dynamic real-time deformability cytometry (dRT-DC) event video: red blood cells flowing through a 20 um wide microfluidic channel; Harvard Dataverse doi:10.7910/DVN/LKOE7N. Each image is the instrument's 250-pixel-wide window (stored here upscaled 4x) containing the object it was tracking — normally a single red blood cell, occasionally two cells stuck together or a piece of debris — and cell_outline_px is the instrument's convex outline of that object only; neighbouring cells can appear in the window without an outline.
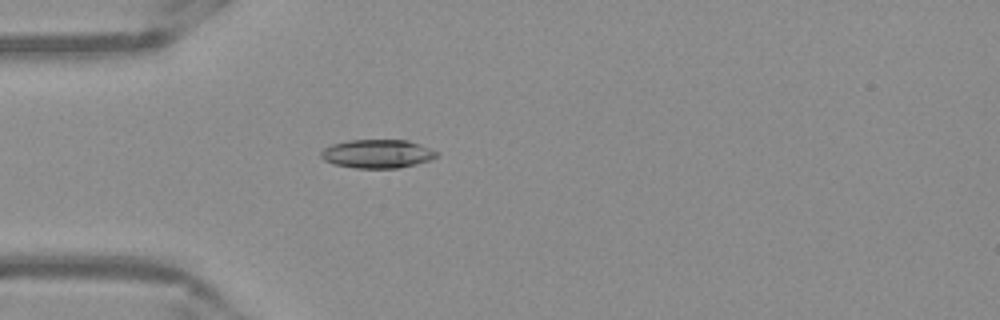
{"species": "Egyptian fruit bat (a non-hibernating species)", "species_latin": "Rousettus aegyptiacus", "temperature_condition": "warm", "stored_images_in_passage": 51, "camera_frame_rate_fps": 3000, "um_per_image_px": 0.085, "frame": {"image": 1, "passage_image": 14, "time_ms": 4.333, "image_size_px": [1000, 320], "cell_outline_px": [[440, 152], [436, 156], [428, 160], [416, 164], [396, 168], [356, 168], [332, 164], [324, 160], [320, 156], [320, 152], [324, 148], [332, 144], [348, 140], [408, 140], [420, 144]], "centroid_in_image_um": [32.05, 13.07], "position_along_channel_um": 52.9, "area_um2": 19.31}}
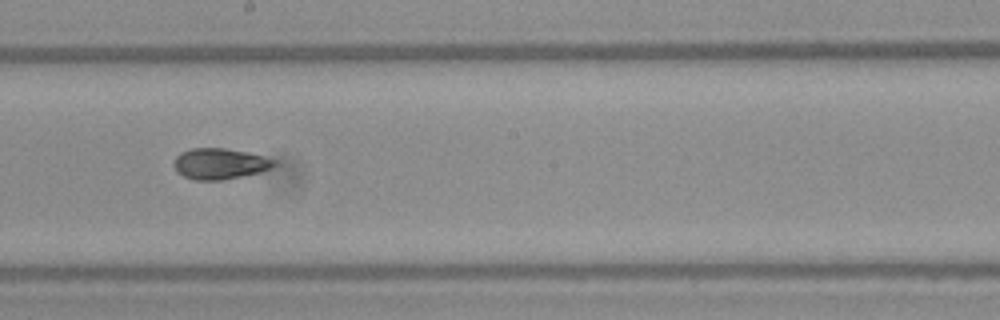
{"frame": {"image": 2, "passage_image": 28, "time_ms": 9.0, "image_size_px": [1000, 320], "cell_outline_px": [[276, 164], [272, 168], [260, 172], [220, 180], [192, 180], [176, 172], [172, 164], [176, 156], [180, 152], [192, 148], [224, 148], [248, 152], [264, 156], [276, 160]], "centroid_in_image_um": [18.66, 13.91], "position_along_channel_um": 229.5, "area_um2": 18.21}}
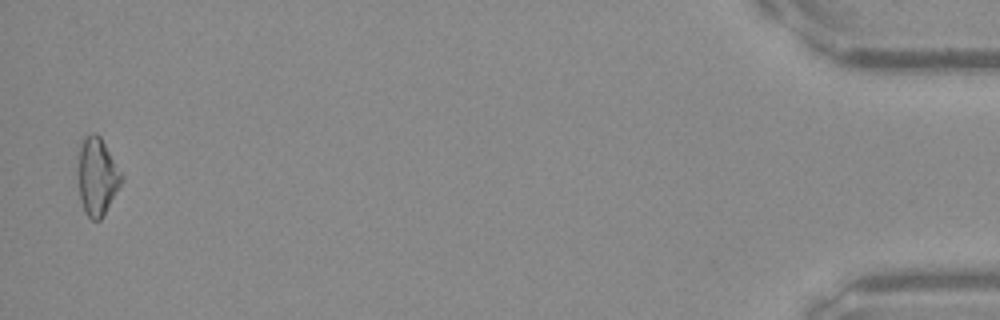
{"frame": {"image": 3, "passage_image": 50, "time_ms": 16.333, "image_size_px": [1000, 320], "cell_outline_px": [[124, 180], [100, 220], [92, 220], [84, 212], [80, 200], [80, 148], [84, 136], [92, 132], [96, 132], [100, 136], [124, 176]], "centroid_in_image_um": [8.3, 15.0], "position_along_channel_um": 426.9, "area_um2": 19.25}, "authors_computed_cell_mechanics": {"area_um2": 18.3804, "velocity_mm_per_s": 3.9357, "shape_relaxation_time_tau1_ms": null, "shape_relaxation_time_tau2_ms": 6.3362, "deformation_change_tau1": null, "deformation_change_tau2": 0.1125}}